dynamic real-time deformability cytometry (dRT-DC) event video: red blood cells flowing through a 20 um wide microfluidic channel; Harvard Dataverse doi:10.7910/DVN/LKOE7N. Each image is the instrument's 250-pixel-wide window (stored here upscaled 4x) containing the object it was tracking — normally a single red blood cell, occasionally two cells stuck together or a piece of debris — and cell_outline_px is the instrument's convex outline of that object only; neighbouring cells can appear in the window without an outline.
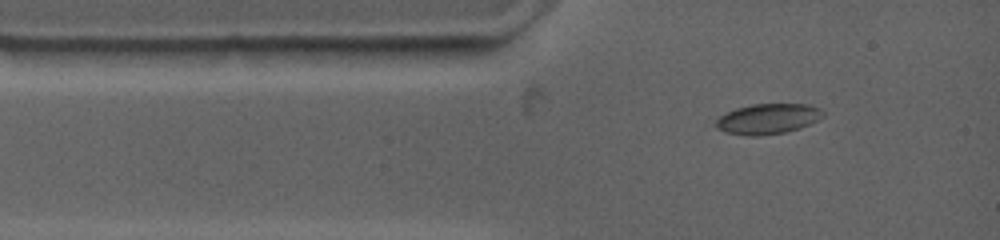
{"species": "common noctule bat (a hibernating species)", "species_latin": "Nyctalus noctula", "temperature_condition": "warm", "stored_images_in_passage": 20, "camera_frame_rate_fps": 4500, "um_per_image_px": 0.085, "animal": {"sex": "female", "body_mass_g": 19.0, "forearm_length_mm": 53.3}, "frame": {"image": 1, "passage_image": 1, "time_ms": 0.0, "image_size_px": [1000, 240], "cell_outline_px": [[824, 116], [800, 128], [784, 132], [760, 136], [744, 136], [724, 132], [716, 128], [716, 120], [720, 116], [736, 108], [752, 104], [808, 104], [820, 108], [824, 112]], "centroid_in_image_um": [65.25, 10.11], "position_along_channel_um": 19.7, "area_um2": 18.96}}
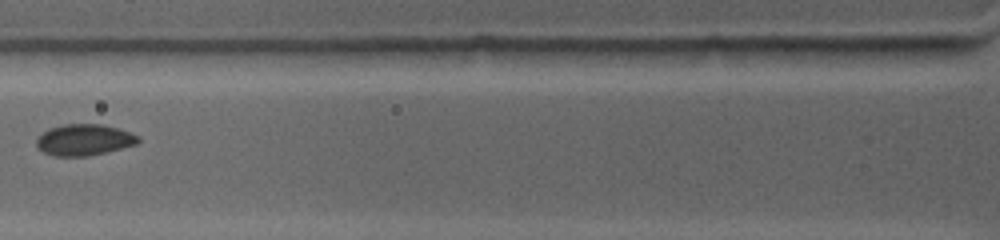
{"frame": {"image": 2, "passage_image": 4, "time_ms": 3.111, "image_size_px": [1000, 240], "cell_outline_px": [[140, 140], [136, 144], [88, 156], [56, 156], [44, 152], [36, 144], [36, 140], [44, 132], [52, 128], [64, 124], [100, 124], [116, 128], [128, 132], [136, 136]], "centroid_in_image_um": [7.13, 11.89], "position_along_channel_um": 118.7, "area_um2": 17.98}}
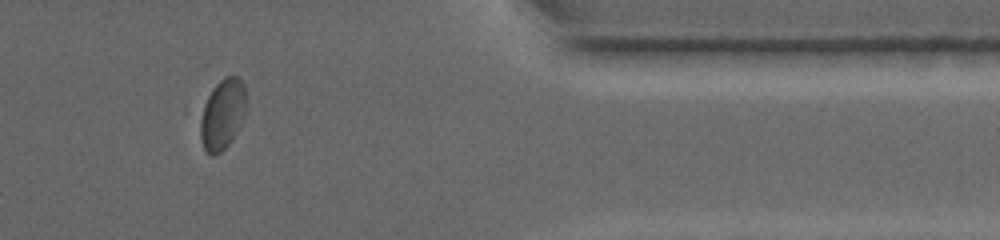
{"frame": {"image": 3, "passage_image": 15, "time_ms": 11.333, "image_size_px": [1000, 240], "cell_outline_px": [[244, 116], [232, 140], [220, 152], [212, 156], [204, 148], [200, 136], [200, 120], [204, 104], [212, 88], [224, 76], [236, 76], [244, 84]], "centroid_in_image_um": [18.89, 9.71], "position_along_channel_um": 392.5, "area_um2": 18.44}}